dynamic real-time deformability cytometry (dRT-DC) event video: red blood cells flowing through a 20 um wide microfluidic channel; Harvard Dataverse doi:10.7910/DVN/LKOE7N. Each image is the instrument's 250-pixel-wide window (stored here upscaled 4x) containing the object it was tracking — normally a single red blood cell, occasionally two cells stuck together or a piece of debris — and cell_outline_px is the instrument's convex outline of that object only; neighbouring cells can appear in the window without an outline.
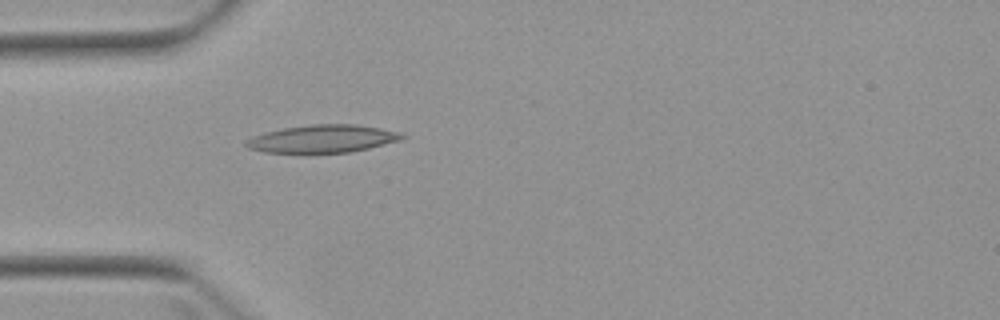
{"species": "Egyptian fruit bat (a non-hibernating species)", "species_latin": "Rousettus aegyptiacus", "temperature_condition": "warm", "stored_images_in_passage": 4, "camera_frame_rate_fps": 3000, "um_per_image_px": 0.085, "animal": {"sex": "female"}, "frame": {"image": 1, "passage_image": 4, "time_ms": 4.333, "image_size_px": [1000, 320], "cell_outline_px": [[404, 136], [400, 140], [352, 152], [304, 156], [264, 152], [248, 148], [244, 144], [244, 140], [252, 136], [264, 132], [284, 128], [312, 124], [356, 124], [380, 128], [400, 132]], "centroid_in_image_um": [27.31, 11.84], "position_along_channel_um": 57.7, "area_um2": 26.3}}